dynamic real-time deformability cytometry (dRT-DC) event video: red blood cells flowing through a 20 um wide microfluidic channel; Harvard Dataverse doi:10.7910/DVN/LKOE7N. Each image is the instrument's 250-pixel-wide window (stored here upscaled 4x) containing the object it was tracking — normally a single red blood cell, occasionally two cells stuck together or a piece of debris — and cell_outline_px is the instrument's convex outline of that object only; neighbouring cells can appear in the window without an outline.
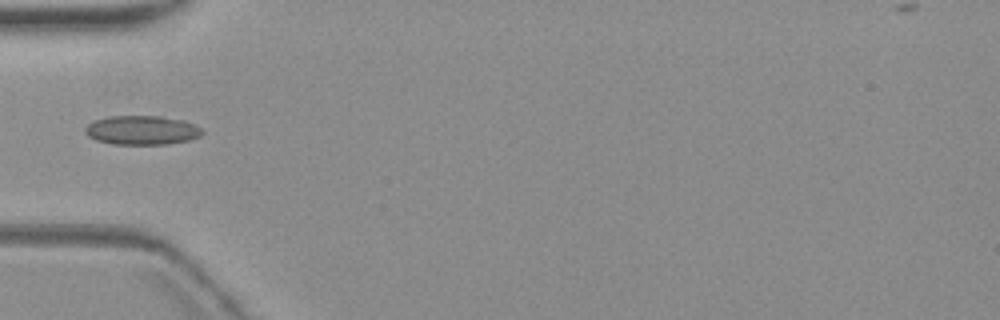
{"species": "common noctule bat (a hibernating species)", "species_latin": "Nyctalus noctula", "temperature_condition": "warm", "stored_images_in_passage": 3, "camera_frame_rate_fps": 3000, "um_per_image_px": 0.085, "animal": {"sex": "female", "body_mass_g": 19.3, "forearm_length_mm": 54.1}, "frame": {"image": 1, "passage_image": 3, "time_ms": 2.333, "image_size_px": [1000, 320], "cell_outline_px": [[204, 132], [200, 136], [188, 140], [168, 144], [112, 144], [96, 140], [88, 136], [84, 132], [84, 128], [88, 124], [96, 120], [108, 116], [160, 116], [184, 120], [200, 128]], "centroid_in_image_um": [12.04, 11.07], "position_along_channel_um": 73.0, "area_um2": 19.83}}